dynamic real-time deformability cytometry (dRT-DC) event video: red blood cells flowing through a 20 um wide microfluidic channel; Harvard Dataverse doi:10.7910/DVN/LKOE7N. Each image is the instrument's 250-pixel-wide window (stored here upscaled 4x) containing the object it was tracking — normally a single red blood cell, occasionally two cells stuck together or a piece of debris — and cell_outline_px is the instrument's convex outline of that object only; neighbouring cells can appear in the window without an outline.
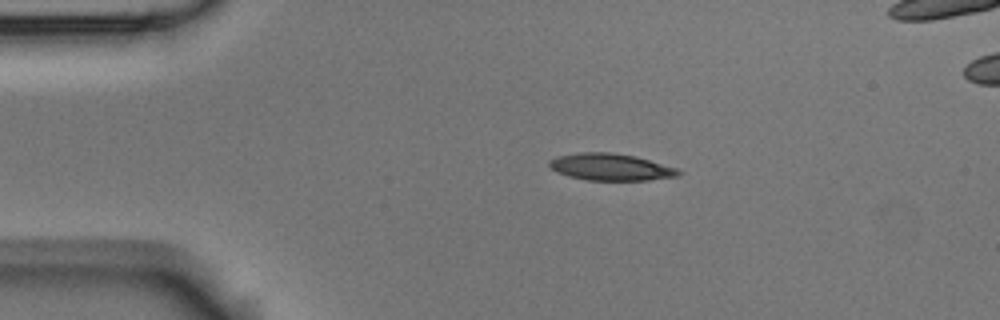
{"species": "Egyptian fruit bat (a non-hibernating species)", "species_latin": "Rousettus aegyptiacus", "temperature_condition": "room temperature", "stored_images_in_passage": 3, "camera_frame_rate_fps": 3000, "um_per_image_px": 0.085, "animal": {"sex": "male"}, "frame": {"image": 1, "passage_image": 1, "time_ms": 0.0, "image_size_px": [1000, 320], "cell_outline_px": [[684, 172], [680, 176], [648, 180], [588, 180], [568, 176], [556, 172], [548, 164], [548, 160], [556, 156], [576, 152], [612, 152], [636, 156], [680, 168]], "centroid_in_image_um": [51.95, 14.19], "position_along_channel_um": 33.0, "area_um2": 20.69}}